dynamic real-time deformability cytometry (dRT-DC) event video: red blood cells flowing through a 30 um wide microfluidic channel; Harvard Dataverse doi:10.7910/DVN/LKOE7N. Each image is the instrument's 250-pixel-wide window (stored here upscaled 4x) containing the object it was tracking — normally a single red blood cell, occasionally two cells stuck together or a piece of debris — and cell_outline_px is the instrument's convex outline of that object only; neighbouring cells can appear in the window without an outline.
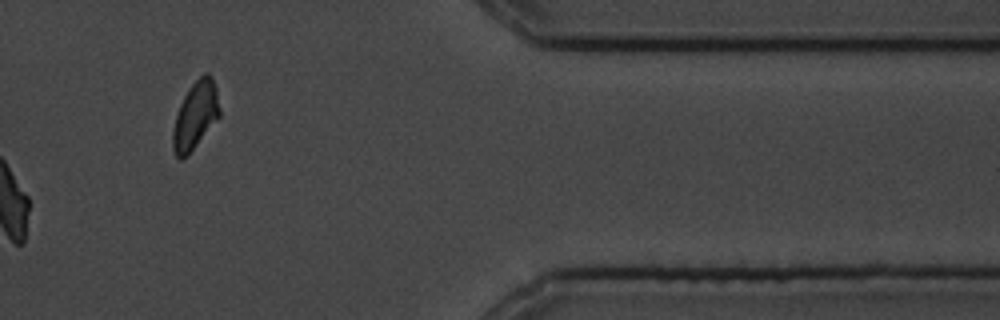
{"species": "common noctule bat (a hibernating species)", "species_latin": "Nyctalus noctula", "temperature_condition": "cold", "stored_images_in_passage": 12, "camera_frame_rate_fps": 3000, "um_per_image_px": 0.085, "animal": {"sex": "male", "body_mass_g": 19.5, "forearm_length_mm": 54.6}, "frame": {"image": 1, "passage_image": 10, "time_ms": 11.333, "image_size_px": [1000, 320], "cell_outline_px": [[220, 116], [188, 156], [180, 160], [176, 156], [172, 148], [172, 132], [176, 116], [180, 104], [188, 88], [204, 72], [208, 72], [212, 76], [216, 88], [220, 108]], "centroid_in_image_um": [16.61, 9.82], "position_along_channel_um": 394.8, "area_um2": 18.55}, "authors_computed_cell_mechanics": {"area_um2": 18.8139, "velocity_mm_per_s": 3.5171, "shape_relaxation_time_tau1_ms": 1.5501, "shape_relaxation_time_tau2_ms": 2.4154, "deformation_change_tau1": 0.1008, "deformation_change_tau2": 0.0798}}